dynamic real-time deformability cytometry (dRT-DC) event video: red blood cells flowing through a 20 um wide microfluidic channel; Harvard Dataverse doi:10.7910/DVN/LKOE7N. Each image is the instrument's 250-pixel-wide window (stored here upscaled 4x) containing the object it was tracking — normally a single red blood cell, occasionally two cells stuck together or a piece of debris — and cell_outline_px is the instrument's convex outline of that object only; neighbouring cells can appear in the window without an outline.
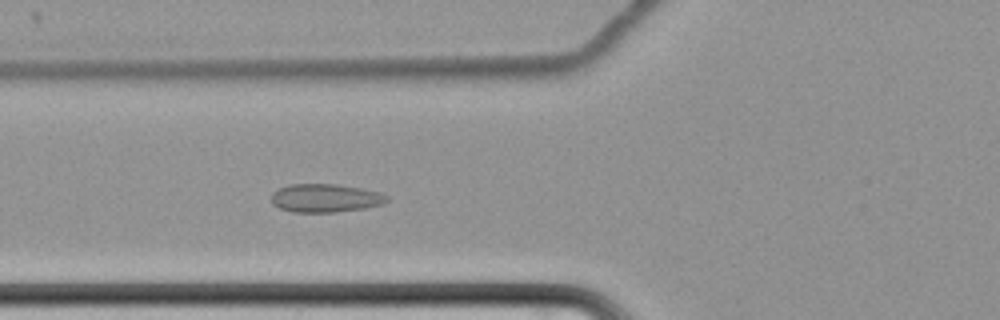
{"species": "common noctule bat (a hibernating species)", "species_latin": "Nyctalus noctula", "temperature_condition": "cold", "stored_images_in_passage": 66, "camera_frame_rate_fps": 3000, "um_per_image_px": 0.085, "animal": {"sex": "female", "body_mass_g": 22.7, "forearm_length_mm": 54.2}, "frame": {"image": 1, "passage_image": 29, "time_ms": 9.333, "image_size_px": [1000, 320], "cell_outline_px": [[388, 200], [384, 204], [364, 208], [336, 212], [296, 212], [280, 208], [272, 204], [272, 192], [280, 188], [292, 184], [336, 184], [360, 188], [380, 192], [388, 196]], "centroid_in_image_um": [27.68, 16.83], "position_along_channel_um": 98.1, "area_um2": 19.02}}
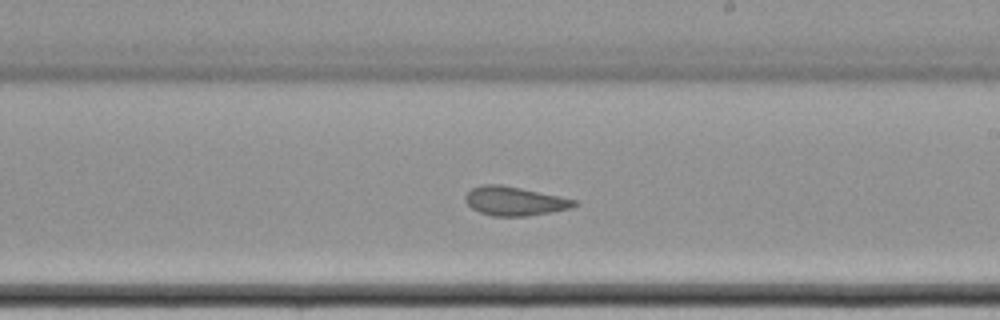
{"frame": {"image": 2, "passage_image": 42, "time_ms": 13.667, "image_size_px": [1000, 320], "cell_outline_px": [[576, 204], [572, 208], [528, 216], [492, 216], [480, 212], [472, 208], [464, 200], [464, 196], [472, 188], [480, 184], [500, 184], [520, 188], [576, 200]], "centroid_in_image_um": [43.69, 17.09], "position_along_channel_um": 245.3, "area_um2": 18.21}}
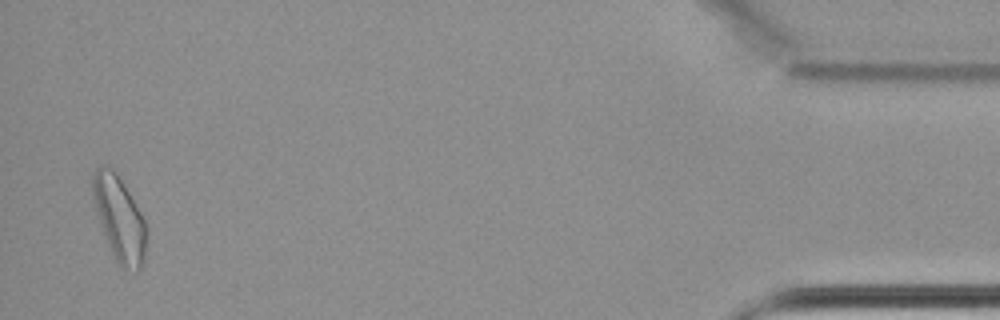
{"frame": {"image": 3, "passage_image": 65, "time_ms": 21.333, "image_size_px": [1000, 320], "cell_outline_px": [[148, 232], [144, 260], [140, 268], [136, 272], [120, 268], [112, 256], [104, 236], [100, 224], [92, 196], [92, 176], [96, 168], [100, 164], [108, 164], [116, 172], [140, 212], [148, 228]], "centroid_in_image_um": [10.14, 18.62], "position_along_channel_um": 425.1, "area_um2": 26.93}, "authors_computed_cell_mechanics": {"area_um2": 20.4901, "velocity_mm_per_s": 3.4018, "shape_relaxation_time_tau1_ms": null, "shape_relaxation_time_tau2_ms": 2.6345, "deformation_change_tau1": null, "deformation_change_tau2": 0.0865}}